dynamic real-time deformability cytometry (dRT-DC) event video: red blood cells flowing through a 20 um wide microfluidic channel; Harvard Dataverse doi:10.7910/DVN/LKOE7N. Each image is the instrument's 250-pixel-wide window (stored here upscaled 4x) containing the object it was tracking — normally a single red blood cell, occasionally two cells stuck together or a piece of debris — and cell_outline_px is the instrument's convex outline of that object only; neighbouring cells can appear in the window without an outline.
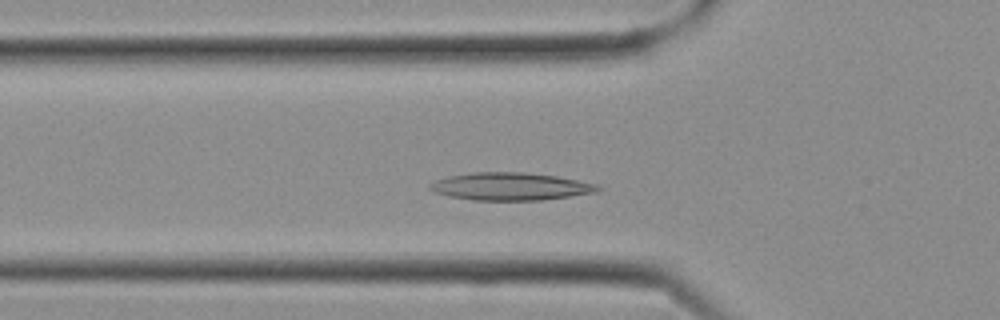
{"species": "Egyptian fruit bat (a non-hibernating species)", "species_latin": "Rousettus aegyptiacus", "temperature_condition": "cold", "stored_images_in_passage": 10, "camera_frame_rate_fps": 3000, "um_per_image_px": 0.085, "frame": {"image": 1, "passage_image": 6, "time_ms": 1.667, "image_size_px": [1000, 320], "cell_outline_px": [[604, 188], [596, 192], [544, 200], [476, 200], [448, 196], [432, 192], [428, 188], [428, 184], [436, 180], [448, 176], [472, 172], [520, 172], [556, 176], [600, 184]], "centroid_in_image_um": [43.39, 15.85], "position_along_channel_um": 82.4, "area_um2": 27.22}}
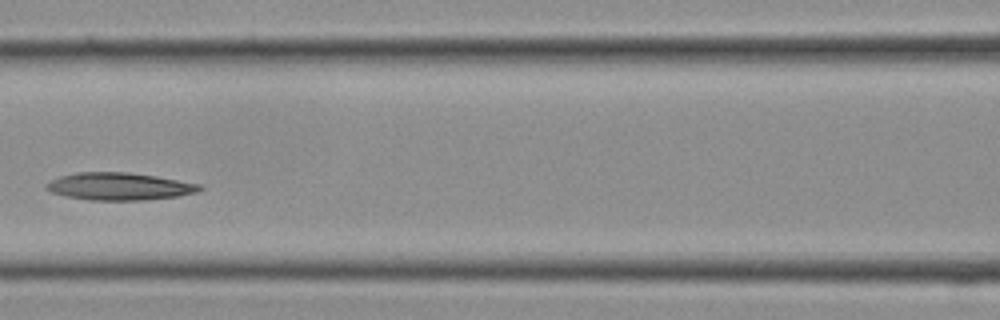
{"frame": {"image": 2, "passage_image": 9, "time_ms": 2.667, "image_size_px": [1000, 320], "cell_outline_px": [[204, 188], [200, 192], [176, 196], [144, 200], [88, 200], [68, 196], [52, 192], [48, 188], [48, 184], [52, 180], [60, 176], [76, 172], [128, 172], [156, 176], [200, 184]], "centroid_in_image_um": [10.21, 15.84], "position_along_channel_um": 156.4, "area_um2": 24.28}}